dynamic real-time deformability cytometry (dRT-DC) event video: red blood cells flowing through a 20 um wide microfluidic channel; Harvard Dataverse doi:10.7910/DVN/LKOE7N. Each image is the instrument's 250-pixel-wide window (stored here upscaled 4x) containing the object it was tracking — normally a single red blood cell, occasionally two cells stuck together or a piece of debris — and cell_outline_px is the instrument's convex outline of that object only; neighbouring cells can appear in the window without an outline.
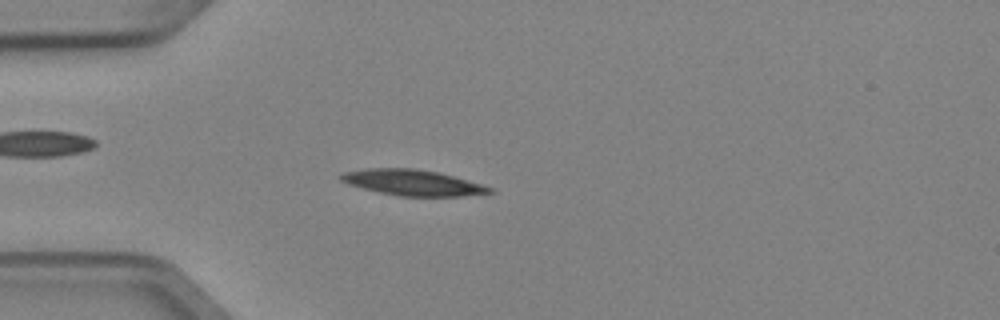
{"species": "Egyptian fruit bat (a non-hibernating species)", "species_latin": "Rousettus aegyptiacus", "temperature_condition": "cold", "stored_images_in_passage": 4, "camera_frame_rate_fps": 3000, "um_per_image_px": 0.085, "animal": {"sex": "female"}, "frame": {"image": 1, "passage_image": 3, "time_ms": 0.667, "image_size_px": [1000, 320], "cell_outline_px": [[496, 192], [460, 196], [400, 196], [380, 192], [348, 184], [340, 180], [336, 176], [340, 172], [364, 168], [416, 168], [436, 172], [484, 184], [496, 188]], "centroid_in_image_um": [35.06, 15.51], "position_along_channel_um": 49.9, "area_um2": 22.54}}